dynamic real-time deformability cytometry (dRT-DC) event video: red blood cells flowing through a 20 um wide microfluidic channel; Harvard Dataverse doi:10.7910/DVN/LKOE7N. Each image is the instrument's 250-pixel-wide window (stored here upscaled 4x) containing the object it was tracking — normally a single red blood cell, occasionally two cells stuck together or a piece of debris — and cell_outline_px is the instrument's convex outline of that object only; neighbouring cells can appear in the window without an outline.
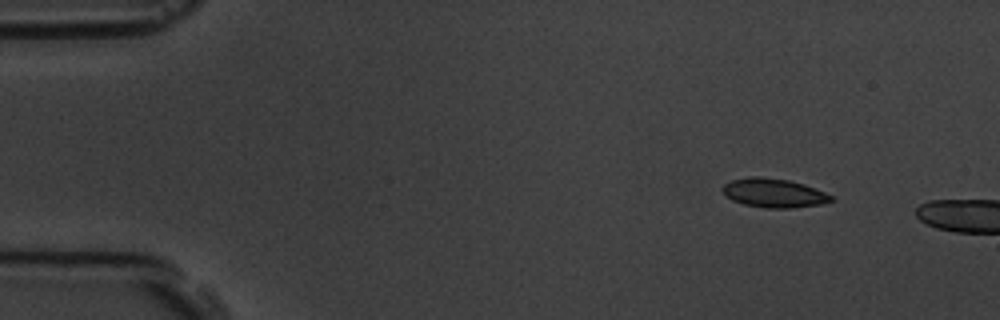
{"species": "common noctule bat (a hibernating species)", "species_latin": "Nyctalus noctula", "temperature_condition": "room temperature", "stored_images_in_passage": 3, "camera_frame_rate_fps": 3000, "um_per_image_px": 0.085, "animal": {"sex": "male", "body_mass_g": 19.5, "forearm_length_mm": 54.6}, "frame": {"image": 1, "passage_image": 1, "time_ms": 0.0, "image_size_px": [1000, 320], "cell_outline_px": [[836, 200], [820, 204], [792, 208], [764, 208], [744, 204], [732, 200], [720, 188], [724, 184], [732, 180], [748, 176], [760, 176], [788, 180], [804, 184], [824, 192], [832, 196]], "centroid_in_image_um": [65.77, 16.4], "position_along_channel_um": 19.2, "area_um2": 18.32}}